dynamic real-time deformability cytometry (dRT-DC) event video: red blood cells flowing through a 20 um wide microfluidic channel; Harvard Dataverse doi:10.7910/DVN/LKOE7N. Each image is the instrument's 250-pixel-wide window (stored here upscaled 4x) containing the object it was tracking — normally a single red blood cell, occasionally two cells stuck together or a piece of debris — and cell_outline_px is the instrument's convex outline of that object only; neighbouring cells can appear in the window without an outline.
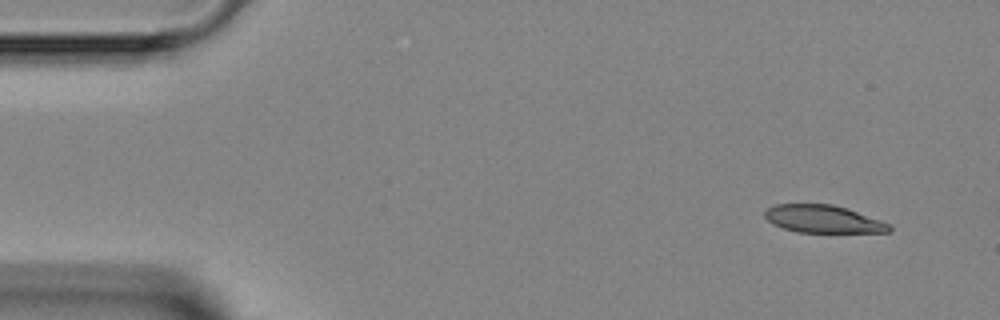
{"species": "Egyptian fruit bat (a non-hibernating species)", "species_latin": "Rousettus aegyptiacus", "temperature_condition": "room temperature", "stored_images_in_passage": 5, "camera_frame_rate_fps": 3000, "um_per_image_px": 0.085, "animal": {"sex": "female"}, "frame": {"image": 1, "passage_image": 1, "time_ms": 0.0, "image_size_px": [1000, 320], "cell_outline_px": [[892, 232], [796, 232], [772, 224], [764, 216], [764, 212], [768, 208], [776, 204], [832, 204], [848, 208], [892, 224]], "centroid_in_image_um": [70.0, 18.61], "position_along_channel_um": 15.0, "area_um2": 20.17}}